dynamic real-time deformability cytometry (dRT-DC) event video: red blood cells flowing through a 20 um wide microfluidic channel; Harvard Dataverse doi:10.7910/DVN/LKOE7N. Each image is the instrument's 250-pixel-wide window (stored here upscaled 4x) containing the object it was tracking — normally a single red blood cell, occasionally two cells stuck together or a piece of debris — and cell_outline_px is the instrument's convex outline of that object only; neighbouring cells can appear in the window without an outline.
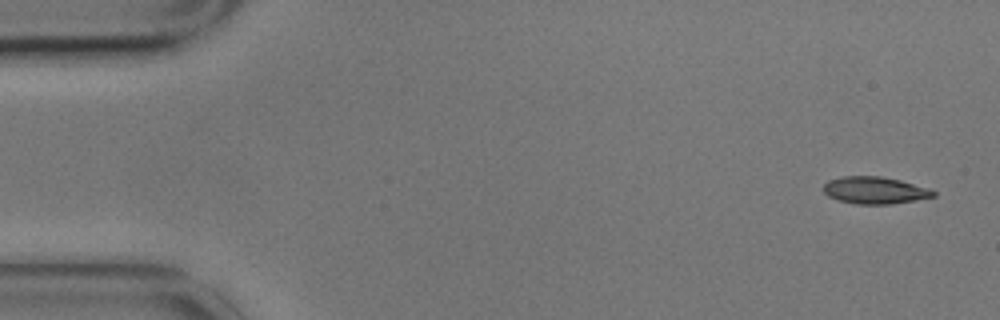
{"species": "common noctule bat (a hibernating species)", "species_latin": "Nyctalus noctula", "temperature_condition": "cold", "stored_images_in_passage": 6, "camera_frame_rate_fps": 3000, "um_per_image_px": 0.085, "animal": {"sex": "male", "body_mass_g": 17.9}, "frame": {"image": 1, "passage_image": 1, "time_ms": 0.0, "image_size_px": [1000, 320], "cell_outline_px": [[936, 196], [916, 200], [892, 204], [856, 204], [840, 200], [828, 196], [824, 192], [824, 184], [828, 180], [844, 176], [880, 176], [900, 180], [932, 188], [936, 192]], "centroid_in_image_um": [74.41, 16.17], "position_along_channel_um": 10.6, "area_um2": 17.46}}
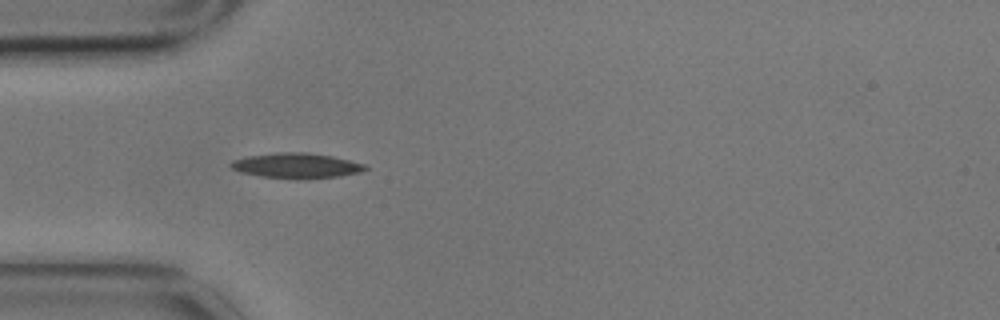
{"frame": {"image": 2, "passage_image": 5, "time_ms": 1.333, "image_size_px": [1000, 320], "cell_outline_px": [[368, 168], [360, 172], [340, 176], [300, 180], [296, 180], [260, 176], [240, 172], [232, 168], [228, 164], [232, 160], [248, 156], [276, 152], [304, 152], [332, 156], [364, 164]], "centroid_in_image_um": [25.16, 14.09], "position_along_channel_um": 59.8, "area_um2": 19.88}}